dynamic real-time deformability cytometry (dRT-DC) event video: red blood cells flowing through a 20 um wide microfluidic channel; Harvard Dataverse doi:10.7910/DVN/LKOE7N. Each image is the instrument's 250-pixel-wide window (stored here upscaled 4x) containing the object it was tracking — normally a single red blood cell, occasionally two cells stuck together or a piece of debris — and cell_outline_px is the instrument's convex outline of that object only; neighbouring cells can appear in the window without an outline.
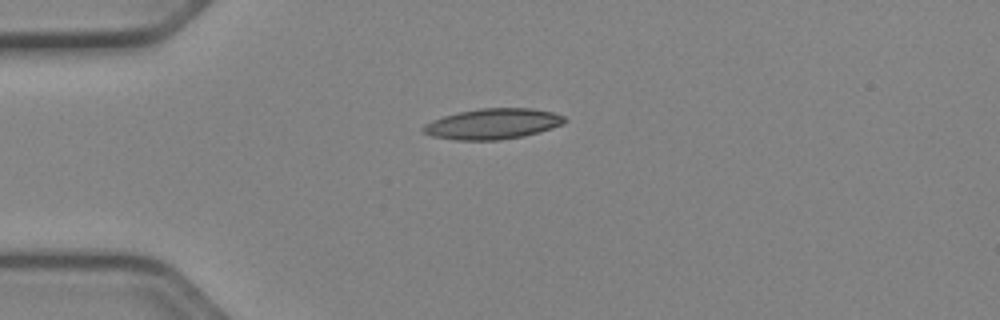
{"species": "Egyptian fruit bat (a non-hibernating species)", "species_latin": "Rousettus aegyptiacus", "temperature_condition": "cold", "stored_images_in_passage": 34, "camera_frame_rate_fps": 3000, "um_per_image_px": 0.085, "animal": {"sex": "female"}, "frame": {"image": 1, "passage_image": 1, "time_ms": 0.0, "image_size_px": [1000, 320], "cell_outline_px": [[568, 120], [552, 128], [524, 136], [500, 140], [456, 140], [432, 136], [424, 132], [420, 128], [424, 124], [432, 120], [444, 116], [460, 112], [480, 108], [532, 108], [552, 112], [564, 116]], "centroid_in_image_um": [41.87, 10.53], "position_along_channel_um": 43.1, "area_um2": 25.14}}
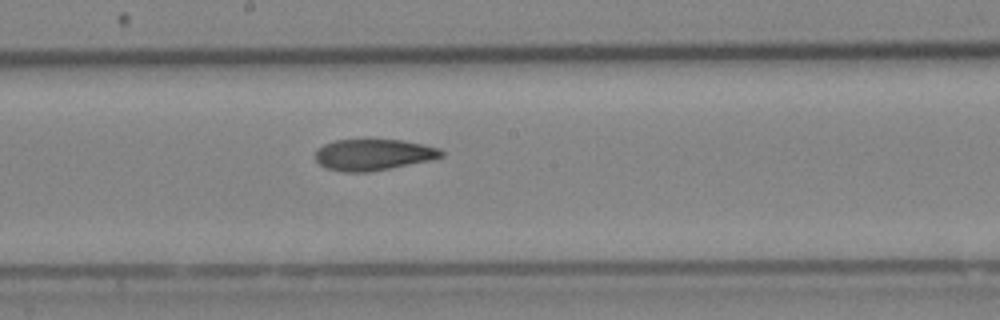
{"frame": {"image": 2, "passage_image": 16, "time_ms": 5.0, "image_size_px": [1000, 320], "cell_outline_px": [[444, 156], [432, 160], [368, 172], [344, 172], [324, 168], [316, 160], [316, 148], [324, 144], [336, 140], [400, 140], [424, 144], [440, 148], [444, 152]], "centroid_in_image_um": [31.74, 13.15], "position_along_channel_um": 216.5, "area_um2": 23.0}}
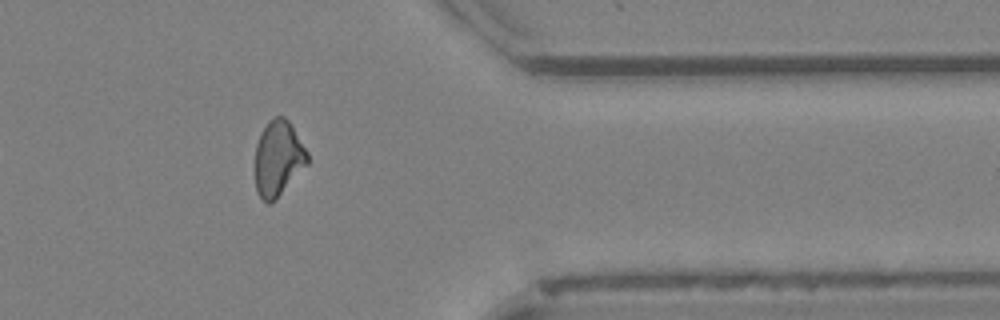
{"frame": {"image": 3, "passage_image": 30, "time_ms": 9.667, "image_size_px": [1000, 320], "cell_outline_px": [[308, 164], [276, 200], [268, 204], [256, 192], [256, 144], [260, 132], [268, 120], [276, 116], [284, 116], [288, 120], [308, 152]], "centroid_in_image_um": [23.65, 13.46], "position_along_channel_um": 387.8, "area_um2": 23.06}, "authors_computed_cell_mechanics": {"area_um2": 23.5824, "velocity_mm_per_s": 3.9744, "shape_relaxation_time_tau1_ms": null, "shape_relaxation_time_tau2_ms": 4.5171, "deformation_change_tau1": null, "deformation_change_tau2": 0.1176}}